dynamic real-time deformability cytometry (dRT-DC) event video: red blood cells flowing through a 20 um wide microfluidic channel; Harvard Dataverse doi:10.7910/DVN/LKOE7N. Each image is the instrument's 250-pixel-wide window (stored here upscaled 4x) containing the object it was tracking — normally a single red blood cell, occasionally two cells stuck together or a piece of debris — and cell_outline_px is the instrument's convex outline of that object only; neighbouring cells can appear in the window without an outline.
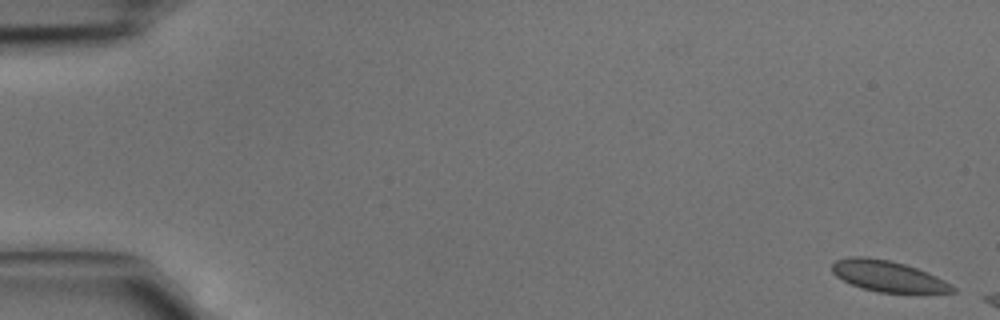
{"species": "common noctule bat (a hibernating species)", "species_latin": "Nyctalus noctula", "temperature_condition": "cold", "stored_images_in_passage": 4, "camera_frame_rate_fps": 3000, "um_per_image_px": 0.085, "animal": {"sex": "male", "body_mass_g": 15.6}, "frame": {"image": 1, "passage_image": 1, "time_ms": 0.0, "image_size_px": [1000, 320], "cell_outline_px": [[956, 292], [876, 292], [852, 284], [836, 276], [832, 272], [832, 264], [836, 260], [848, 256], [864, 256], [892, 260], [916, 268], [936, 276], [952, 284], [956, 288]], "centroid_in_image_um": [75.46, 23.45], "position_along_channel_um": 9.5, "area_um2": 21.56}}